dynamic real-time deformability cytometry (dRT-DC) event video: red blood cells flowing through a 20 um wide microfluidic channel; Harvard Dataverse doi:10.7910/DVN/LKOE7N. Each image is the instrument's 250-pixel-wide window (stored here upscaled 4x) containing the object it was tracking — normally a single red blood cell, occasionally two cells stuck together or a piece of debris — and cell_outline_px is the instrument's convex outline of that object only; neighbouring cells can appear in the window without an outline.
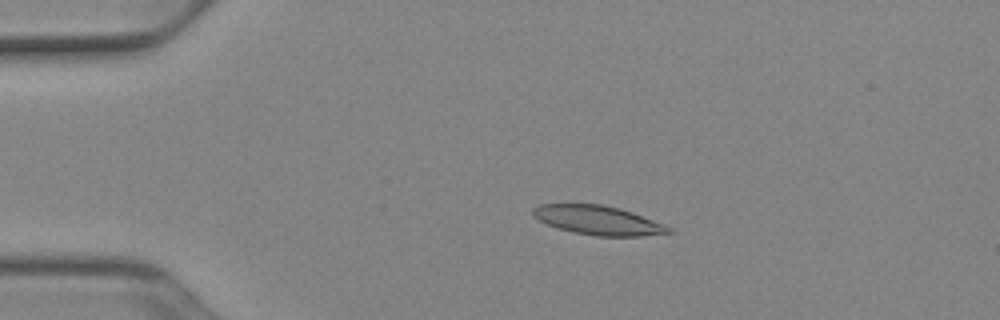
{"species": "Egyptian fruit bat (a non-hibernating species)", "species_latin": "Rousettus aegyptiacus", "temperature_condition": "cold", "stored_images_in_passage": 52, "camera_frame_rate_fps": 3000, "um_per_image_px": 0.085, "animal": {"sex": "female"}, "frame": {"image": 1, "passage_image": 11, "time_ms": 3.333, "image_size_px": [1000, 320], "cell_outline_px": [[672, 232], [640, 236], [596, 236], [572, 232], [556, 228], [532, 216], [532, 208], [540, 204], [604, 204], [620, 208], [632, 212], [664, 224], [672, 228]], "centroid_in_image_um": [50.82, 18.72], "position_along_channel_um": 34.2, "area_um2": 23.06}}
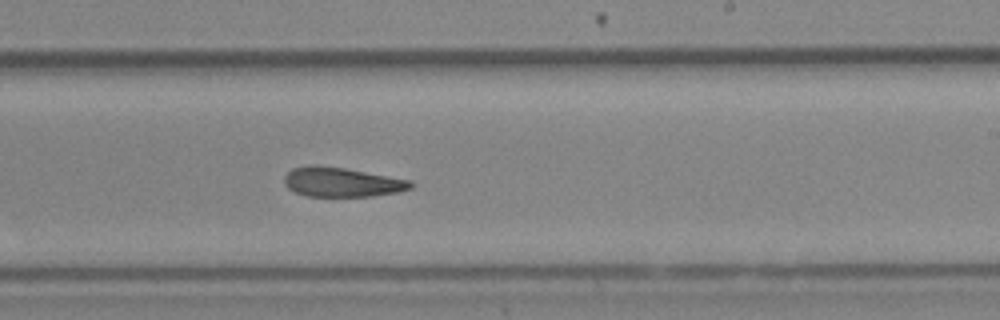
{"frame": {"image": 2, "passage_image": 32, "time_ms": 10.333, "image_size_px": [1000, 320], "cell_outline_px": [[412, 188], [400, 192], [372, 196], [308, 196], [296, 192], [288, 188], [284, 184], [284, 176], [292, 168], [312, 164], [344, 168], [412, 180]], "centroid_in_image_um": [29.06, 15.47], "position_along_channel_um": 259.9, "area_um2": 21.73}}
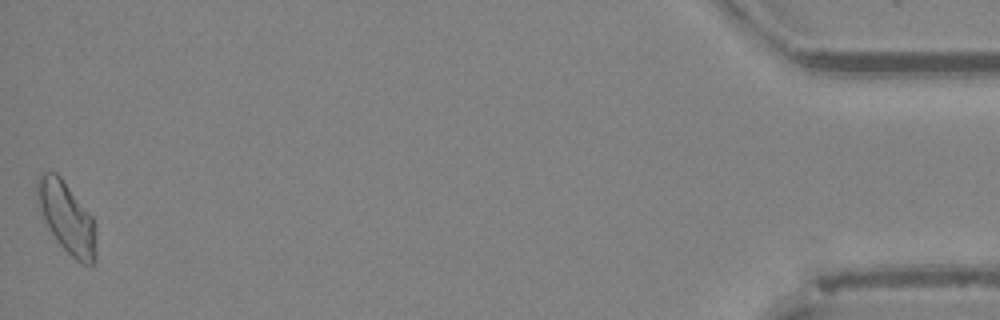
{"frame": {"image": 3, "passage_image": 52, "time_ms": 17.0, "image_size_px": [1000, 320], "cell_outline_px": [[96, 260], [92, 264], [80, 264], [56, 240], [48, 228], [40, 208], [36, 196], [36, 180], [40, 172], [56, 172], [60, 176], [92, 216], [96, 256]], "centroid_in_image_um": [5.64, 18.47], "position_along_channel_um": 429.6, "area_um2": 23.99}, "authors_computed_cell_mechanics": {"area_um2": 22.8599, "velocity_mm_per_s": 3.8967, "shape_relaxation_time_tau1_ms": null, "shape_relaxation_time_tau2_ms": 6.6301, "deformation_change_tau1": null, "deformation_change_tau2": 0.164}}